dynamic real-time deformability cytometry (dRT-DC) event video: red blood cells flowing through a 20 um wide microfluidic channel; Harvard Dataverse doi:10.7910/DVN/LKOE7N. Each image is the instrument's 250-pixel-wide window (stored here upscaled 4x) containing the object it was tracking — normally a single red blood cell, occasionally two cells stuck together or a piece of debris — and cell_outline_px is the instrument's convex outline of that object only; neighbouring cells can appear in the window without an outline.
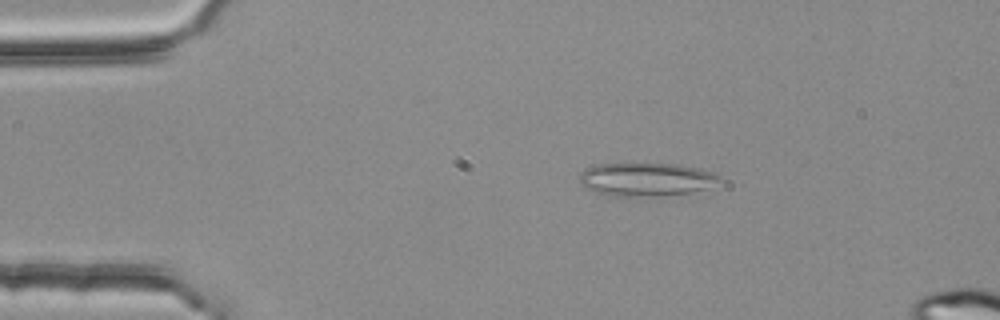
{"species": "common noctule bat (a hibernating species)", "species_latin": "Nyctalus noctula", "temperature_condition": "room temperature", "stored_images_in_passage": 55, "segment_of_instrument_passage": [1, 2], "camera_frame_rate_fps": 3000, "um_per_image_px": 0.085, "animal": {"sex": "female", "body_mass_g": 25.1}, "frame": {"image": 1, "passage_image": 10, "time_ms": 3.0, "image_size_px": [1000, 320], "cell_outline_px": [[724, 180], [708, 188], [692, 192], [652, 196], [612, 196], [596, 192], [584, 188], [580, 184], [580, 172], [596, 164], [676, 164], [696, 168], [712, 172], [720, 176]], "centroid_in_image_um": [54.93, 15.25], "position_along_channel_um": 30.1, "area_um2": 27.17}}
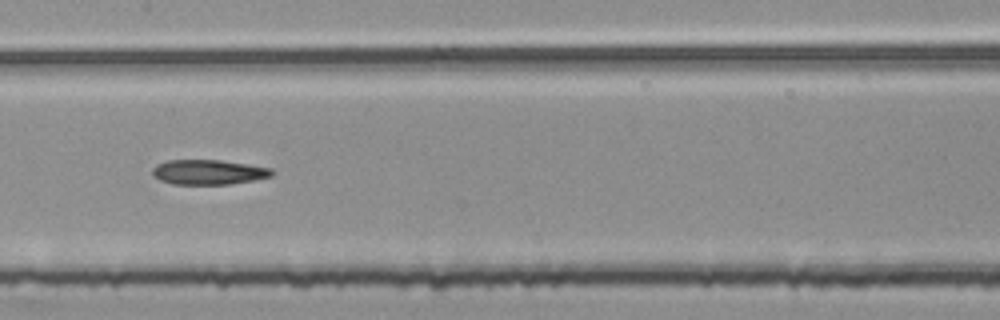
{"frame": {"image": 2, "passage_image": 27, "time_ms": 8.667, "image_size_px": [1000, 320], "cell_outline_px": [[272, 176], [252, 180], [228, 184], [172, 184], [160, 180], [152, 172], [152, 168], [156, 164], [168, 160], [220, 160], [248, 164], [272, 168]], "centroid_in_image_um": [17.7, 14.62], "position_along_channel_um": 189.7, "area_um2": 17.17}}
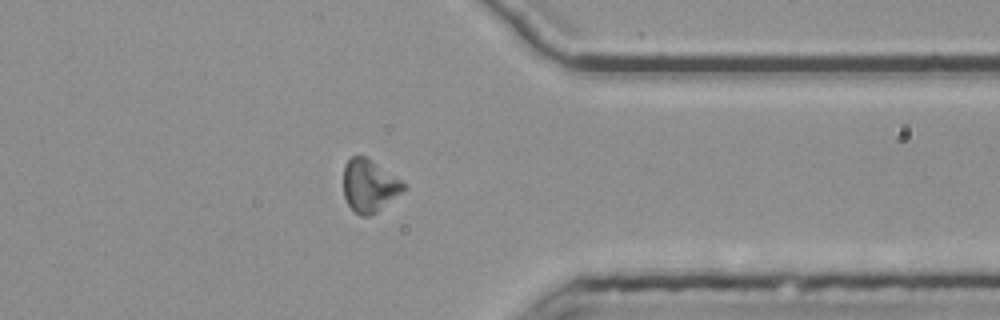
{"frame": {"image": 3, "passage_image": 43, "time_ms": 14.0, "image_size_px": [1000, 320], "cell_outline_px": [[408, 188], [376, 212], [368, 216], [360, 216], [348, 204], [344, 196], [344, 164], [352, 156], [364, 156], [372, 160], [408, 184]], "centroid_in_image_um": [31.42, 15.77], "position_along_channel_um": 380.0, "area_um2": 18.44}}